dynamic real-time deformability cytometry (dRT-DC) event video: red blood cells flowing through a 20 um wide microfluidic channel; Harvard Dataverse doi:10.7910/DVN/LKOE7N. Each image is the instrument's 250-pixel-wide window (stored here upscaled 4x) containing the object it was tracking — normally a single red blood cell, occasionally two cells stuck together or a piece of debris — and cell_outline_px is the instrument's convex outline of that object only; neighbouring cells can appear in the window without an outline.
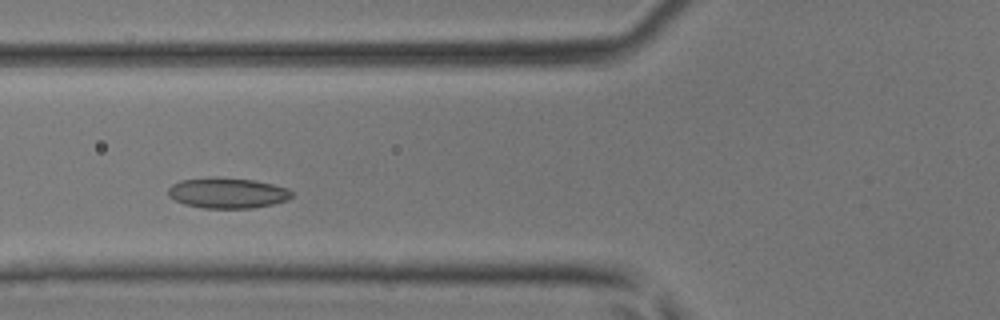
{"species": "common noctule bat (a hibernating species)", "species_latin": "Nyctalus noctula", "temperature_condition": "room temperature", "stored_images_in_passage": 35, "camera_frame_rate_fps": 3000, "um_per_image_px": 0.085, "animal": {"sex": "male", "body_mass_g": 17.9, "forearm_length_mm": 54.2}, "frame": {"image": 1, "passage_image": 9, "time_ms": 2.667, "image_size_px": [1000, 320], "cell_outline_px": [[292, 196], [288, 200], [272, 204], [252, 208], [204, 208], [184, 204], [168, 196], [168, 188], [172, 184], [180, 180], [252, 180], [272, 184], [288, 188], [292, 192]], "centroid_in_image_um": [19.36, 16.45], "position_along_channel_um": 106.4, "area_um2": 21.04}}
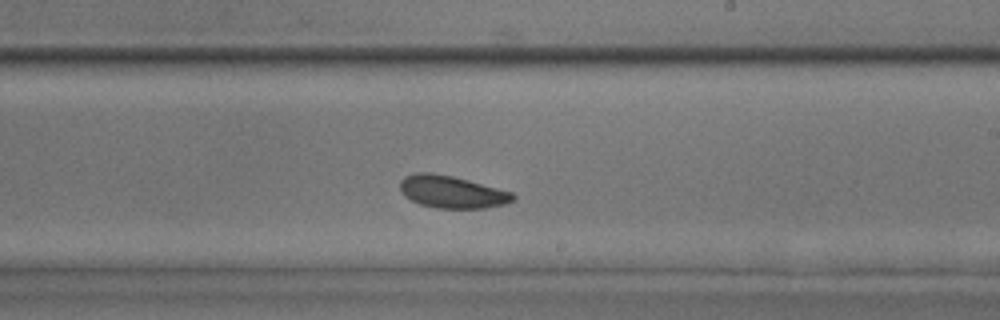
{"frame": {"image": 2, "passage_image": 19, "time_ms": 6.0, "image_size_px": [1000, 320], "cell_outline_px": [[516, 200], [504, 204], [484, 208], [436, 208], [420, 204], [404, 196], [400, 188], [400, 180], [404, 176], [416, 172], [428, 172], [452, 176], [468, 180], [512, 192], [516, 196]], "centroid_in_image_um": [38.4, 16.31], "position_along_channel_um": 250.6, "area_um2": 21.27}}
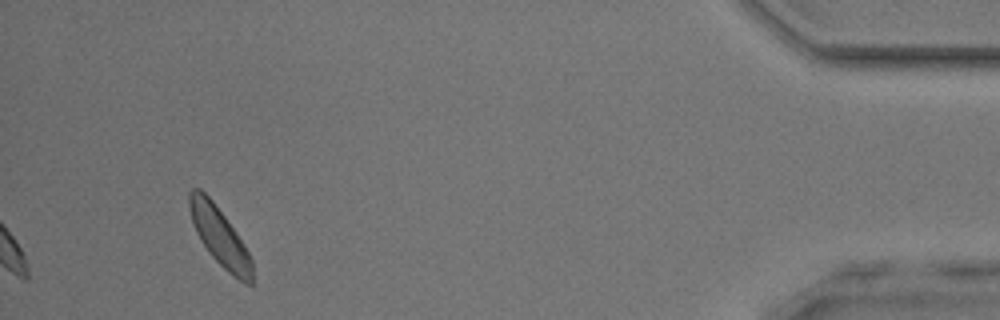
{"frame": {"image": 3, "passage_image": 35, "time_ms": 11.333, "image_size_px": [1000, 320], "cell_outline_px": [[252, 284], [244, 284], [228, 272], [208, 252], [200, 240], [196, 232], [192, 220], [188, 204], [188, 192], [192, 188], [200, 188], [212, 200], [224, 216], [244, 244], [252, 260]], "centroid_in_image_um": [18.65, 20.1], "position_along_channel_um": 416.5, "area_um2": 21.1}}